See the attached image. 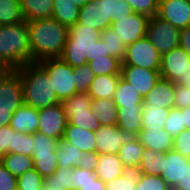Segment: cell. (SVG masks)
Here are the masks:
<instances>
[{"label": "cell", "mask_w": 190, "mask_h": 190, "mask_svg": "<svg viewBox=\"0 0 190 190\" xmlns=\"http://www.w3.org/2000/svg\"><path fill=\"white\" fill-rule=\"evenodd\" d=\"M27 24L31 61L60 58L68 39L69 28L53 18L32 20Z\"/></svg>", "instance_id": "cell-1"}, {"label": "cell", "mask_w": 190, "mask_h": 190, "mask_svg": "<svg viewBox=\"0 0 190 190\" xmlns=\"http://www.w3.org/2000/svg\"><path fill=\"white\" fill-rule=\"evenodd\" d=\"M31 61L27 21L0 25V70H16Z\"/></svg>", "instance_id": "cell-2"}, {"label": "cell", "mask_w": 190, "mask_h": 190, "mask_svg": "<svg viewBox=\"0 0 190 190\" xmlns=\"http://www.w3.org/2000/svg\"><path fill=\"white\" fill-rule=\"evenodd\" d=\"M16 70L22 83L24 104L41 109L61 103L47 71L38 62L25 64Z\"/></svg>", "instance_id": "cell-3"}, {"label": "cell", "mask_w": 190, "mask_h": 190, "mask_svg": "<svg viewBox=\"0 0 190 190\" xmlns=\"http://www.w3.org/2000/svg\"><path fill=\"white\" fill-rule=\"evenodd\" d=\"M101 32L95 28L75 24L69 28L68 39L61 59L71 67L87 64L91 61V48L100 39Z\"/></svg>", "instance_id": "cell-4"}, {"label": "cell", "mask_w": 190, "mask_h": 190, "mask_svg": "<svg viewBox=\"0 0 190 190\" xmlns=\"http://www.w3.org/2000/svg\"><path fill=\"white\" fill-rule=\"evenodd\" d=\"M38 63L47 71L53 90L61 103L78 93L75 88L73 67L68 63L61 58H49Z\"/></svg>", "instance_id": "cell-5"}, {"label": "cell", "mask_w": 190, "mask_h": 190, "mask_svg": "<svg viewBox=\"0 0 190 190\" xmlns=\"http://www.w3.org/2000/svg\"><path fill=\"white\" fill-rule=\"evenodd\" d=\"M93 99L87 92L76 93L62 102L67 121L85 130L95 132L101 125L91 112Z\"/></svg>", "instance_id": "cell-6"}, {"label": "cell", "mask_w": 190, "mask_h": 190, "mask_svg": "<svg viewBox=\"0 0 190 190\" xmlns=\"http://www.w3.org/2000/svg\"><path fill=\"white\" fill-rule=\"evenodd\" d=\"M146 38L162 55L179 46L180 30L158 16L149 17Z\"/></svg>", "instance_id": "cell-7"}, {"label": "cell", "mask_w": 190, "mask_h": 190, "mask_svg": "<svg viewBox=\"0 0 190 190\" xmlns=\"http://www.w3.org/2000/svg\"><path fill=\"white\" fill-rule=\"evenodd\" d=\"M162 55L143 37L126 45L125 57L121 65H133L149 70H160Z\"/></svg>", "instance_id": "cell-8"}, {"label": "cell", "mask_w": 190, "mask_h": 190, "mask_svg": "<svg viewBox=\"0 0 190 190\" xmlns=\"http://www.w3.org/2000/svg\"><path fill=\"white\" fill-rule=\"evenodd\" d=\"M23 104V88L17 70H0V107L15 112Z\"/></svg>", "instance_id": "cell-9"}, {"label": "cell", "mask_w": 190, "mask_h": 190, "mask_svg": "<svg viewBox=\"0 0 190 190\" xmlns=\"http://www.w3.org/2000/svg\"><path fill=\"white\" fill-rule=\"evenodd\" d=\"M38 111V133L57 140L63 138L68 123L63 104L58 103L53 106L38 109Z\"/></svg>", "instance_id": "cell-10"}, {"label": "cell", "mask_w": 190, "mask_h": 190, "mask_svg": "<svg viewBox=\"0 0 190 190\" xmlns=\"http://www.w3.org/2000/svg\"><path fill=\"white\" fill-rule=\"evenodd\" d=\"M148 21L147 15L132 12L129 16H123L119 20L113 21L110 27L116 31L120 41L128 45L146 37Z\"/></svg>", "instance_id": "cell-11"}, {"label": "cell", "mask_w": 190, "mask_h": 190, "mask_svg": "<svg viewBox=\"0 0 190 190\" xmlns=\"http://www.w3.org/2000/svg\"><path fill=\"white\" fill-rule=\"evenodd\" d=\"M121 78L144 98L161 79L159 70H149L133 65H121Z\"/></svg>", "instance_id": "cell-12"}, {"label": "cell", "mask_w": 190, "mask_h": 190, "mask_svg": "<svg viewBox=\"0 0 190 190\" xmlns=\"http://www.w3.org/2000/svg\"><path fill=\"white\" fill-rule=\"evenodd\" d=\"M157 16L179 30L190 26V0H159Z\"/></svg>", "instance_id": "cell-13"}, {"label": "cell", "mask_w": 190, "mask_h": 190, "mask_svg": "<svg viewBox=\"0 0 190 190\" xmlns=\"http://www.w3.org/2000/svg\"><path fill=\"white\" fill-rule=\"evenodd\" d=\"M98 154H118L120 147L130 137L117 125L100 126L95 132Z\"/></svg>", "instance_id": "cell-14"}, {"label": "cell", "mask_w": 190, "mask_h": 190, "mask_svg": "<svg viewBox=\"0 0 190 190\" xmlns=\"http://www.w3.org/2000/svg\"><path fill=\"white\" fill-rule=\"evenodd\" d=\"M189 59L190 56L180 46L162 54L159 70L161 78L175 83L180 77L185 76Z\"/></svg>", "instance_id": "cell-15"}, {"label": "cell", "mask_w": 190, "mask_h": 190, "mask_svg": "<svg viewBox=\"0 0 190 190\" xmlns=\"http://www.w3.org/2000/svg\"><path fill=\"white\" fill-rule=\"evenodd\" d=\"M189 163V158L184 157L174 149L169 150L165 153L164 160H162V173L160 176L173 189L178 182H181L184 168Z\"/></svg>", "instance_id": "cell-16"}, {"label": "cell", "mask_w": 190, "mask_h": 190, "mask_svg": "<svg viewBox=\"0 0 190 190\" xmlns=\"http://www.w3.org/2000/svg\"><path fill=\"white\" fill-rule=\"evenodd\" d=\"M175 83L165 79H160L153 89L143 98V104L164 109L174 108Z\"/></svg>", "instance_id": "cell-17"}, {"label": "cell", "mask_w": 190, "mask_h": 190, "mask_svg": "<svg viewBox=\"0 0 190 190\" xmlns=\"http://www.w3.org/2000/svg\"><path fill=\"white\" fill-rule=\"evenodd\" d=\"M38 125V109L24 103L13 113L10 123V126L13 130L27 134L37 133Z\"/></svg>", "instance_id": "cell-18"}, {"label": "cell", "mask_w": 190, "mask_h": 190, "mask_svg": "<svg viewBox=\"0 0 190 190\" xmlns=\"http://www.w3.org/2000/svg\"><path fill=\"white\" fill-rule=\"evenodd\" d=\"M146 149L166 153L173 149V138L163 129H141L136 136Z\"/></svg>", "instance_id": "cell-19"}, {"label": "cell", "mask_w": 190, "mask_h": 190, "mask_svg": "<svg viewBox=\"0 0 190 190\" xmlns=\"http://www.w3.org/2000/svg\"><path fill=\"white\" fill-rule=\"evenodd\" d=\"M63 139L70 142L81 152L96 151V137L93 131L85 130L77 126L66 125Z\"/></svg>", "instance_id": "cell-20"}, {"label": "cell", "mask_w": 190, "mask_h": 190, "mask_svg": "<svg viewBox=\"0 0 190 190\" xmlns=\"http://www.w3.org/2000/svg\"><path fill=\"white\" fill-rule=\"evenodd\" d=\"M120 74L97 75L91 82L88 94L94 99H113Z\"/></svg>", "instance_id": "cell-21"}, {"label": "cell", "mask_w": 190, "mask_h": 190, "mask_svg": "<svg viewBox=\"0 0 190 190\" xmlns=\"http://www.w3.org/2000/svg\"><path fill=\"white\" fill-rule=\"evenodd\" d=\"M143 107H118L117 126L129 136H137L142 129Z\"/></svg>", "instance_id": "cell-22"}, {"label": "cell", "mask_w": 190, "mask_h": 190, "mask_svg": "<svg viewBox=\"0 0 190 190\" xmlns=\"http://www.w3.org/2000/svg\"><path fill=\"white\" fill-rule=\"evenodd\" d=\"M78 24L89 26L100 32L108 26L105 24V12L103 5H98L96 1H89L80 7Z\"/></svg>", "instance_id": "cell-23"}, {"label": "cell", "mask_w": 190, "mask_h": 190, "mask_svg": "<svg viewBox=\"0 0 190 190\" xmlns=\"http://www.w3.org/2000/svg\"><path fill=\"white\" fill-rule=\"evenodd\" d=\"M124 165L118 154H100L97 167L94 171L97 178L104 183L122 175Z\"/></svg>", "instance_id": "cell-24"}, {"label": "cell", "mask_w": 190, "mask_h": 190, "mask_svg": "<svg viewBox=\"0 0 190 190\" xmlns=\"http://www.w3.org/2000/svg\"><path fill=\"white\" fill-rule=\"evenodd\" d=\"M91 112L102 126L117 125L118 106L113 99H94Z\"/></svg>", "instance_id": "cell-25"}, {"label": "cell", "mask_w": 190, "mask_h": 190, "mask_svg": "<svg viewBox=\"0 0 190 190\" xmlns=\"http://www.w3.org/2000/svg\"><path fill=\"white\" fill-rule=\"evenodd\" d=\"M24 20L52 18L53 0H20Z\"/></svg>", "instance_id": "cell-26"}, {"label": "cell", "mask_w": 190, "mask_h": 190, "mask_svg": "<svg viewBox=\"0 0 190 190\" xmlns=\"http://www.w3.org/2000/svg\"><path fill=\"white\" fill-rule=\"evenodd\" d=\"M80 7L72 0H53L52 18L70 28L77 24Z\"/></svg>", "instance_id": "cell-27"}, {"label": "cell", "mask_w": 190, "mask_h": 190, "mask_svg": "<svg viewBox=\"0 0 190 190\" xmlns=\"http://www.w3.org/2000/svg\"><path fill=\"white\" fill-rule=\"evenodd\" d=\"M143 172L139 166H126L122 175L105 183L106 190H136Z\"/></svg>", "instance_id": "cell-28"}, {"label": "cell", "mask_w": 190, "mask_h": 190, "mask_svg": "<svg viewBox=\"0 0 190 190\" xmlns=\"http://www.w3.org/2000/svg\"><path fill=\"white\" fill-rule=\"evenodd\" d=\"M82 152L77 149L70 142L61 138L58 142L55 152L58 167L60 168H78L80 167V161Z\"/></svg>", "instance_id": "cell-29"}, {"label": "cell", "mask_w": 190, "mask_h": 190, "mask_svg": "<svg viewBox=\"0 0 190 190\" xmlns=\"http://www.w3.org/2000/svg\"><path fill=\"white\" fill-rule=\"evenodd\" d=\"M113 100L118 107H143V97L121 77Z\"/></svg>", "instance_id": "cell-30"}, {"label": "cell", "mask_w": 190, "mask_h": 190, "mask_svg": "<svg viewBox=\"0 0 190 190\" xmlns=\"http://www.w3.org/2000/svg\"><path fill=\"white\" fill-rule=\"evenodd\" d=\"M144 153V147L136 136H130L128 140L120 147L118 156L126 166H139L142 155Z\"/></svg>", "instance_id": "cell-31"}, {"label": "cell", "mask_w": 190, "mask_h": 190, "mask_svg": "<svg viewBox=\"0 0 190 190\" xmlns=\"http://www.w3.org/2000/svg\"><path fill=\"white\" fill-rule=\"evenodd\" d=\"M74 168L57 167L54 174L44 179V188L48 190H75Z\"/></svg>", "instance_id": "cell-32"}, {"label": "cell", "mask_w": 190, "mask_h": 190, "mask_svg": "<svg viewBox=\"0 0 190 190\" xmlns=\"http://www.w3.org/2000/svg\"><path fill=\"white\" fill-rule=\"evenodd\" d=\"M0 162L16 178L34 169L33 158L22 154L8 153L0 159Z\"/></svg>", "instance_id": "cell-33"}, {"label": "cell", "mask_w": 190, "mask_h": 190, "mask_svg": "<svg viewBox=\"0 0 190 190\" xmlns=\"http://www.w3.org/2000/svg\"><path fill=\"white\" fill-rule=\"evenodd\" d=\"M170 109H164L151 104H143L142 129H163Z\"/></svg>", "instance_id": "cell-34"}, {"label": "cell", "mask_w": 190, "mask_h": 190, "mask_svg": "<svg viewBox=\"0 0 190 190\" xmlns=\"http://www.w3.org/2000/svg\"><path fill=\"white\" fill-rule=\"evenodd\" d=\"M98 5H103L105 12V24L110 27L113 21L123 16H129L133 12L125 0H100Z\"/></svg>", "instance_id": "cell-35"}, {"label": "cell", "mask_w": 190, "mask_h": 190, "mask_svg": "<svg viewBox=\"0 0 190 190\" xmlns=\"http://www.w3.org/2000/svg\"><path fill=\"white\" fill-rule=\"evenodd\" d=\"M25 21L20 0H0V25L16 24Z\"/></svg>", "instance_id": "cell-36"}, {"label": "cell", "mask_w": 190, "mask_h": 190, "mask_svg": "<svg viewBox=\"0 0 190 190\" xmlns=\"http://www.w3.org/2000/svg\"><path fill=\"white\" fill-rule=\"evenodd\" d=\"M165 153L144 148L139 167L143 174L160 176L162 173V160Z\"/></svg>", "instance_id": "cell-37"}, {"label": "cell", "mask_w": 190, "mask_h": 190, "mask_svg": "<svg viewBox=\"0 0 190 190\" xmlns=\"http://www.w3.org/2000/svg\"><path fill=\"white\" fill-rule=\"evenodd\" d=\"M117 35L116 31L107 27L101 31L100 38L106 44L107 52L122 62L126 53V45L120 41Z\"/></svg>", "instance_id": "cell-38"}, {"label": "cell", "mask_w": 190, "mask_h": 190, "mask_svg": "<svg viewBox=\"0 0 190 190\" xmlns=\"http://www.w3.org/2000/svg\"><path fill=\"white\" fill-rule=\"evenodd\" d=\"M32 155L31 157H44L54 155L59 140L50 138L42 133L33 134Z\"/></svg>", "instance_id": "cell-39"}, {"label": "cell", "mask_w": 190, "mask_h": 190, "mask_svg": "<svg viewBox=\"0 0 190 190\" xmlns=\"http://www.w3.org/2000/svg\"><path fill=\"white\" fill-rule=\"evenodd\" d=\"M93 73L97 75L120 74L122 62L115 57L107 56L87 63Z\"/></svg>", "instance_id": "cell-40"}, {"label": "cell", "mask_w": 190, "mask_h": 190, "mask_svg": "<svg viewBox=\"0 0 190 190\" xmlns=\"http://www.w3.org/2000/svg\"><path fill=\"white\" fill-rule=\"evenodd\" d=\"M73 76L75 79V88L78 93L88 92L91 82L96 77L88 64L74 67Z\"/></svg>", "instance_id": "cell-41"}, {"label": "cell", "mask_w": 190, "mask_h": 190, "mask_svg": "<svg viewBox=\"0 0 190 190\" xmlns=\"http://www.w3.org/2000/svg\"><path fill=\"white\" fill-rule=\"evenodd\" d=\"M186 126L184 125L183 114L181 109L171 108L164 125V130L172 137L175 138L179 135Z\"/></svg>", "instance_id": "cell-42"}, {"label": "cell", "mask_w": 190, "mask_h": 190, "mask_svg": "<svg viewBox=\"0 0 190 190\" xmlns=\"http://www.w3.org/2000/svg\"><path fill=\"white\" fill-rule=\"evenodd\" d=\"M18 190H41L44 187V178L31 169L17 178Z\"/></svg>", "instance_id": "cell-43"}, {"label": "cell", "mask_w": 190, "mask_h": 190, "mask_svg": "<svg viewBox=\"0 0 190 190\" xmlns=\"http://www.w3.org/2000/svg\"><path fill=\"white\" fill-rule=\"evenodd\" d=\"M34 169L45 179L55 173L58 167L56 155L32 157Z\"/></svg>", "instance_id": "cell-44"}, {"label": "cell", "mask_w": 190, "mask_h": 190, "mask_svg": "<svg viewBox=\"0 0 190 190\" xmlns=\"http://www.w3.org/2000/svg\"><path fill=\"white\" fill-rule=\"evenodd\" d=\"M33 142V134L20 133L14 130L13 153L31 156Z\"/></svg>", "instance_id": "cell-45"}, {"label": "cell", "mask_w": 190, "mask_h": 190, "mask_svg": "<svg viewBox=\"0 0 190 190\" xmlns=\"http://www.w3.org/2000/svg\"><path fill=\"white\" fill-rule=\"evenodd\" d=\"M136 190H171V188L161 176L143 174Z\"/></svg>", "instance_id": "cell-46"}, {"label": "cell", "mask_w": 190, "mask_h": 190, "mask_svg": "<svg viewBox=\"0 0 190 190\" xmlns=\"http://www.w3.org/2000/svg\"><path fill=\"white\" fill-rule=\"evenodd\" d=\"M133 12L147 15L148 17L157 16L159 0H125Z\"/></svg>", "instance_id": "cell-47"}, {"label": "cell", "mask_w": 190, "mask_h": 190, "mask_svg": "<svg viewBox=\"0 0 190 190\" xmlns=\"http://www.w3.org/2000/svg\"><path fill=\"white\" fill-rule=\"evenodd\" d=\"M14 130L10 125L0 127V159L13 153Z\"/></svg>", "instance_id": "cell-48"}, {"label": "cell", "mask_w": 190, "mask_h": 190, "mask_svg": "<svg viewBox=\"0 0 190 190\" xmlns=\"http://www.w3.org/2000/svg\"><path fill=\"white\" fill-rule=\"evenodd\" d=\"M173 149L190 159V130L184 129L179 135L173 138Z\"/></svg>", "instance_id": "cell-49"}, {"label": "cell", "mask_w": 190, "mask_h": 190, "mask_svg": "<svg viewBox=\"0 0 190 190\" xmlns=\"http://www.w3.org/2000/svg\"><path fill=\"white\" fill-rule=\"evenodd\" d=\"M73 178L75 179L74 180L75 190H79L87 182L95 181L97 176L93 171L78 167L74 168L73 170Z\"/></svg>", "instance_id": "cell-50"}, {"label": "cell", "mask_w": 190, "mask_h": 190, "mask_svg": "<svg viewBox=\"0 0 190 190\" xmlns=\"http://www.w3.org/2000/svg\"><path fill=\"white\" fill-rule=\"evenodd\" d=\"M190 106V89L175 84L174 108L183 109Z\"/></svg>", "instance_id": "cell-51"}, {"label": "cell", "mask_w": 190, "mask_h": 190, "mask_svg": "<svg viewBox=\"0 0 190 190\" xmlns=\"http://www.w3.org/2000/svg\"><path fill=\"white\" fill-rule=\"evenodd\" d=\"M0 190H18L17 178L0 162Z\"/></svg>", "instance_id": "cell-52"}, {"label": "cell", "mask_w": 190, "mask_h": 190, "mask_svg": "<svg viewBox=\"0 0 190 190\" xmlns=\"http://www.w3.org/2000/svg\"><path fill=\"white\" fill-rule=\"evenodd\" d=\"M81 156L80 167L94 172L97 167L100 154L96 151L89 153L82 152Z\"/></svg>", "instance_id": "cell-53"}, {"label": "cell", "mask_w": 190, "mask_h": 190, "mask_svg": "<svg viewBox=\"0 0 190 190\" xmlns=\"http://www.w3.org/2000/svg\"><path fill=\"white\" fill-rule=\"evenodd\" d=\"M107 56H111L109 52H107L106 44L101 40V38L94 42L91 48V61L105 58Z\"/></svg>", "instance_id": "cell-54"}, {"label": "cell", "mask_w": 190, "mask_h": 190, "mask_svg": "<svg viewBox=\"0 0 190 190\" xmlns=\"http://www.w3.org/2000/svg\"><path fill=\"white\" fill-rule=\"evenodd\" d=\"M179 46L190 56V26L180 30Z\"/></svg>", "instance_id": "cell-55"}, {"label": "cell", "mask_w": 190, "mask_h": 190, "mask_svg": "<svg viewBox=\"0 0 190 190\" xmlns=\"http://www.w3.org/2000/svg\"><path fill=\"white\" fill-rule=\"evenodd\" d=\"M173 190H190V163L185 166L181 182H178Z\"/></svg>", "instance_id": "cell-56"}, {"label": "cell", "mask_w": 190, "mask_h": 190, "mask_svg": "<svg viewBox=\"0 0 190 190\" xmlns=\"http://www.w3.org/2000/svg\"><path fill=\"white\" fill-rule=\"evenodd\" d=\"M79 190H106L105 183L100 179L96 178L95 181H89L83 185Z\"/></svg>", "instance_id": "cell-57"}, {"label": "cell", "mask_w": 190, "mask_h": 190, "mask_svg": "<svg viewBox=\"0 0 190 190\" xmlns=\"http://www.w3.org/2000/svg\"><path fill=\"white\" fill-rule=\"evenodd\" d=\"M13 112H10L8 108L0 107V127L10 125Z\"/></svg>", "instance_id": "cell-58"}, {"label": "cell", "mask_w": 190, "mask_h": 190, "mask_svg": "<svg viewBox=\"0 0 190 190\" xmlns=\"http://www.w3.org/2000/svg\"><path fill=\"white\" fill-rule=\"evenodd\" d=\"M175 84L183 85L190 89V59L188 63H186L185 76L180 77Z\"/></svg>", "instance_id": "cell-59"}, {"label": "cell", "mask_w": 190, "mask_h": 190, "mask_svg": "<svg viewBox=\"0 0 190 190\" xmlns=\"http://www.w3.org/2000/svg\"><path fill=\"white\" fill-rule=\"evenodd\" d=\"M181 112L183 114L184 125L186 126V129L190 130V106L181 109Z\"/></svg>", "instance_id": "cell-60"}, {"label": "cell", "mask_w": 190, "mask_h": 190, "mask_svg": "<svg viewBox=\"0 0 190 190\" xmlns=\"http://www.w3.org/2000/svg\"><path fill=\"white\" fill-rule=\"evenodd\" d=\"M89 1L91 0H72V2H74V4H76L79 7L84 6L85 4H87Z\"/></svg>", "instance_id": "cell-61"}]
</instances>
